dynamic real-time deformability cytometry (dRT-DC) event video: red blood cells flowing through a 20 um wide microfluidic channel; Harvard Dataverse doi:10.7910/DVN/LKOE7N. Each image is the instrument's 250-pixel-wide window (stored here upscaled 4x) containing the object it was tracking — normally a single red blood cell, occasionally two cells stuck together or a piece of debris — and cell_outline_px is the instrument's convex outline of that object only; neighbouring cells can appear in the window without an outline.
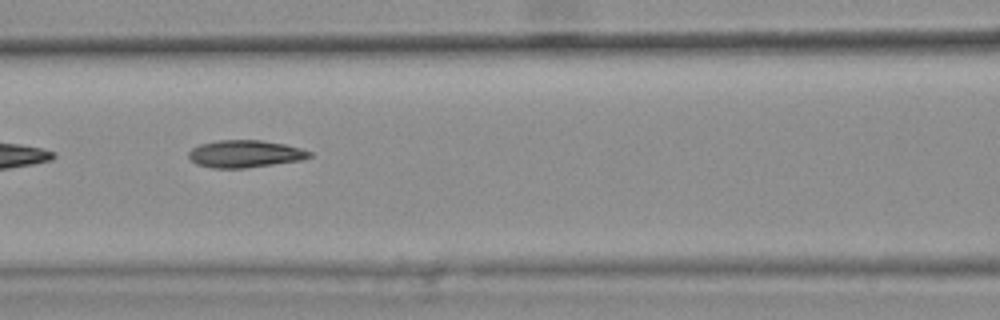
{"species": "common noctule bat (a hibernating species)", "species_latin": "Nyctalus noctula", "temperature_condition": "warm", "stored_images_in_passage": 8, "camera_frame_rate_fps": 3000, "um_per_image_px": 0.085, "animal": {"sex": "female", "body_mass_g": 25.1}, "frame": {"image": 1, "passage_image": 7, "time_ms": 2.0, "image_size_px": [1000, 320], "cell_outline_px": [[312, 156], [300, 160], [244, 168], [212, 168], [196, 164], [188, 156], [188, 152], [192, 148], [200, 144], [216, 140], [260, 140], [284, 144], [300, 148], [312, 152]], "centroid_in_image_um": [20.8, 13.07], "position_along_channel_um": 145.8, "area_um2": 19.13}}